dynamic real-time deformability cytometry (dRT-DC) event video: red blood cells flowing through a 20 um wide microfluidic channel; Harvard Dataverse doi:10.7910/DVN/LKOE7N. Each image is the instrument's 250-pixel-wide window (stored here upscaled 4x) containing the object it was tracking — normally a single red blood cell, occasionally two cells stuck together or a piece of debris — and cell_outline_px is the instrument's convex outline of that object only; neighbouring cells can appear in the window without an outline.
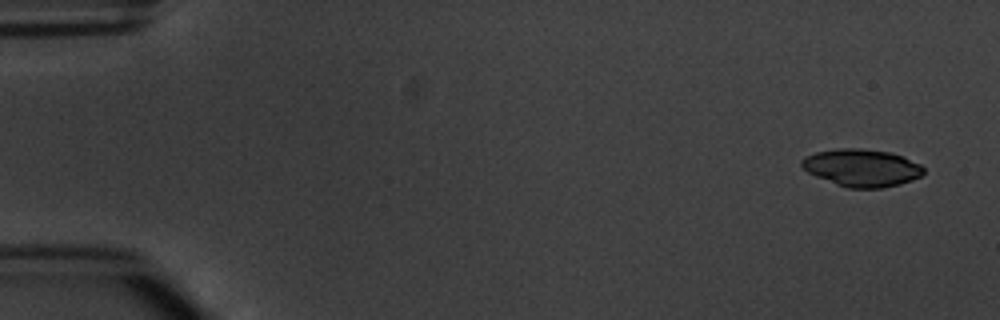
{"species": "common noctule bat (a hibernating species)", "species_latin": "Nyctalus noctula", "temperature_condition": "warm", "stored_images_in_passage": 4, "camera_frame_rate_fps": 3000, "um_per_image_px": 0.085, "animal": {"sex": "male", "body_mass_g": 20.1, "forearm_length_mm": 53.5}, "frame": {"image": 1, "passage_image": 1, "time_ms": 0.0, "image_size_px": [1000, 320], "cell_outline_px": [[924, 172], [920, 176], [912, 180], [900, 184], [880, 188], [848, 188], [836, 184], [816, 176], [800, 168], [800, 160], [804, 156], [816, 152], [840, 148], [860, 148], [892, 152], [904, 156], [920, 164], [924, 168]], "centroid_in_image_um": [73.23, 14.25], "position_along_channel_um": 11.8, "area_um2": 26.82}}
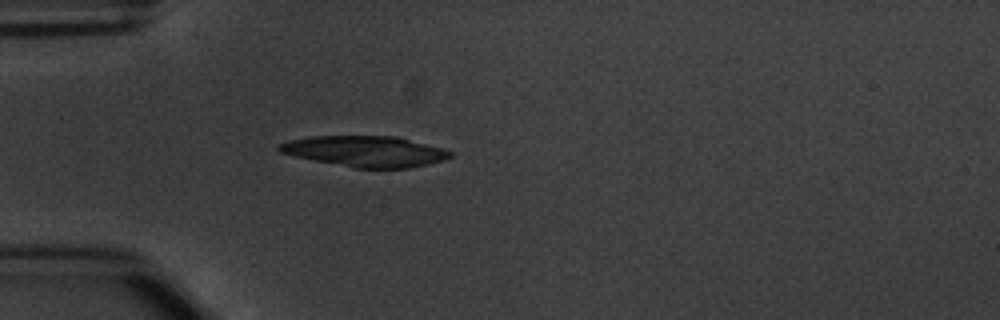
{"frame": {"image": 2, "passage_image": 4, "time_ms": 4.333, "image_size_px": [1000, 320], "cell_outline_px": [[452, 156], [444, 160], [412, 168], [356, 168], [296, 156], [280, 152], [276, 148], [276, 144], [288, 140], [312, 136], [396, 136], [440, 148], [452, 152]], "centroid_in_image_um": [31.02, 12.86], "position_along_channel_um": 54.0, "area_um2": 30.46}}